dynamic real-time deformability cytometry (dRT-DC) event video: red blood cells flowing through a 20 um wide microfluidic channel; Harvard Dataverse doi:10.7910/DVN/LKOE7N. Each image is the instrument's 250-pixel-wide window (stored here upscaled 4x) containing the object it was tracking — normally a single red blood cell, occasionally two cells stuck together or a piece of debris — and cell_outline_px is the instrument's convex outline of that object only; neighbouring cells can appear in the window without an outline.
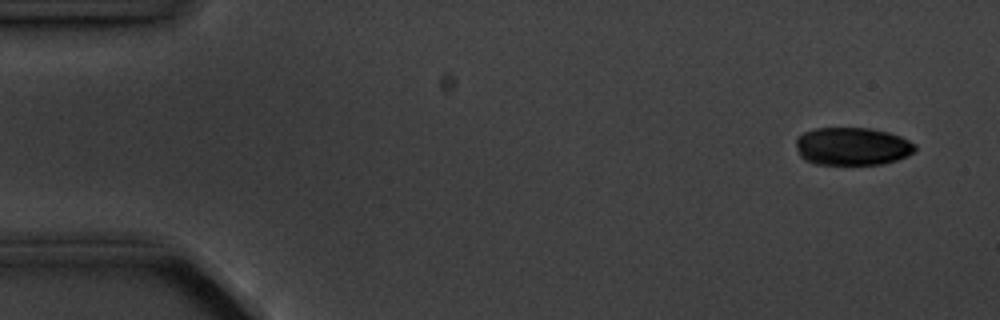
{"species": "common noctule bat (a hibernating species)", "species_latin": "Nyctalus noctula", "temperature_condition": "cold", "stored_images_in_passage": 7, "camera_frame_rate_fps": 3000, "um_per_image_px": 0.085, "animal": {"sex": "male", "body_mass_g": 20.1, "forearm_length_mm": 53.5}, "frame": {"image": 1, "passage_image": 1, "time_ms": 0.0, "image_size_px": [1000, 320], "cell_outline_px": [[916, 148], [908, 156], [896, 160], [880, 164], [816, 164], [804, 160], [800, 156], [796, 148], [796, 136], [804, 132], [816, 128], [872, 128], [888, 132], [900, 136], [916, 144]], "centroid_in_image_um": [72.42, 12.43], "position_along_channel_um": 12.6, "area_um2": 26.41}}